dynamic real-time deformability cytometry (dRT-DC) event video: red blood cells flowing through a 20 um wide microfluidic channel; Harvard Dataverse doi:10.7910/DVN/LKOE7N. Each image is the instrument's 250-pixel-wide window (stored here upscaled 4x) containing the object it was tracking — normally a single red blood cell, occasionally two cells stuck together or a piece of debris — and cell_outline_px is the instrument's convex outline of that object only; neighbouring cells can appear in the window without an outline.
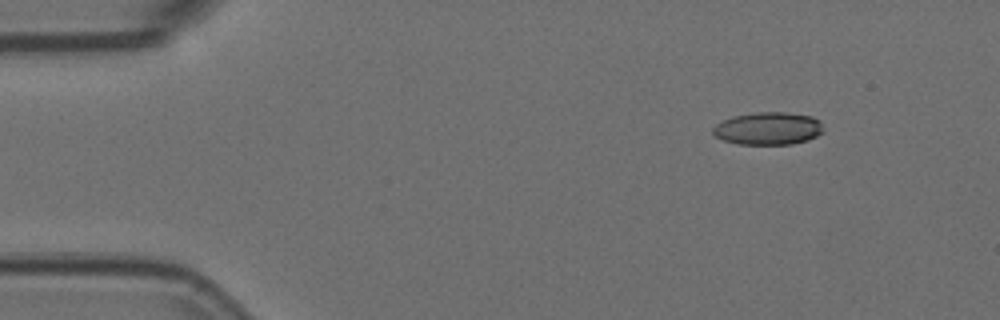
{"species": "Egyptian fruit bat (a non-hibernating species)", "species_latin": "Rousettus aegyptiacus", "temperature_condition": "room temperature", "stored_images_in_passage": 48, "camera_frame_rate_fps": 3000, "um_per_image_px": 0.085, "animal": {"sex": "female"}, "frame": {"image": 1, "passage_image": 1, "time_ms": 0.0, "image_size_px": [1000, 320], "cell_outline_px": [[824, 132], [808, 140], [792, 144], [736, 144], [724, 140], [716, 136], [712, 132], [712, 128], [716, 124], [732, 116], [756, 112], [788, 112], [812, 116], [820, 120]], "centroid_in_image_um": [65.31, 10.91], "position_along_channel_um": 19.7, "area_um2": 21.15}}
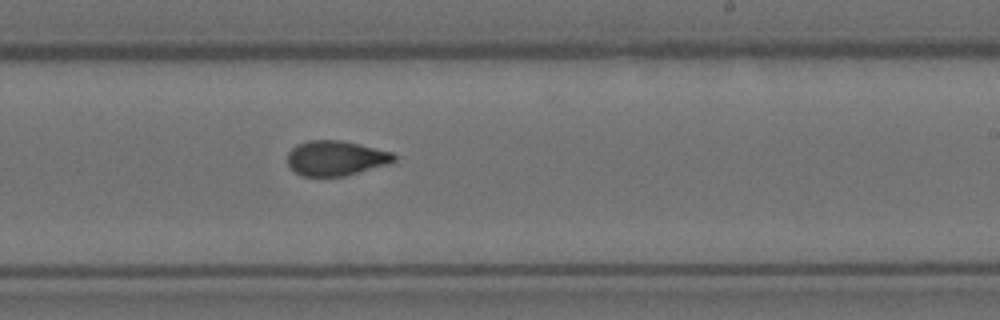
{"frame": {"image": 2, "passage_image": 27, "time_ms": 8.667, "image_size_px": [1000, 320], "cell_outline_px": [[396, 160], [392, 164], [344, 176], [304, 176], [296, 172], [288, 164], [288, 152], [296, 144], [308, 140], [340, 140], [360, 144], [392, 152], [396, 156]], "centroid_in_image_um": [28.58, 13.44], "position_along_channel_um": 260.4, "area_um2": 21.85}}
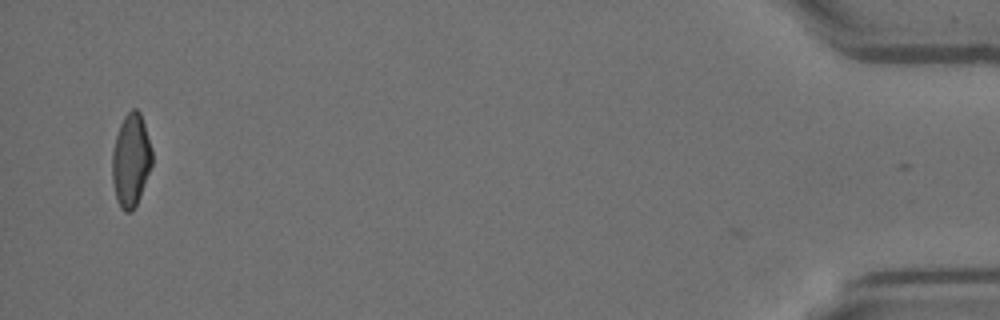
{"frame": {"image": 3, "passage_image": 47, "time_ms": 15.333, "image_size_px": [1000, 320], "cell_outline_px": [[152, 164], [140, 196], [132, 212], [124, 212], [120, 208], [116, 200], [112, 180], [112, 152], [116, 136], [120, 124], [124, 116], [132, 108], [136, 108], [140, 112], [152, 148]], "centroid_in_image_um": [11.12, 13.63], "position_along_channel_um": 424.1, "area_um2": 21.68}, "authors_computed_cell_mechanics": {"area_um2": 21.8195, "velocity_mm_per_s": 3.7564, "shape_relaxation_time_tau1_ms": null, "shape_relaxation_time_tau2_ms": 1.6979, "deformation_change_tau1": null, "deformation_change_tau2": 0.072}}